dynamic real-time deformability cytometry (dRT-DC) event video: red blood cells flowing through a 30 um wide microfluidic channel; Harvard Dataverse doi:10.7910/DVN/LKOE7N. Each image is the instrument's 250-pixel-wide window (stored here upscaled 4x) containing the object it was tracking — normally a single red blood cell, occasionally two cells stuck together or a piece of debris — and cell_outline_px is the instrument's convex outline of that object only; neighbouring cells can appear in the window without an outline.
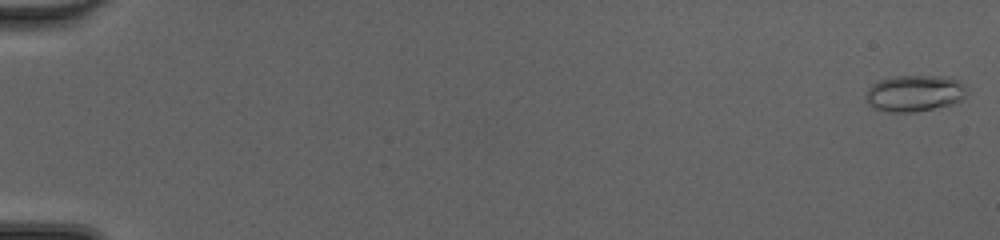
{"species": "common noctule bat (a hibernating species)", "species_latin": "Nyctalus noctula", "temperature_condition": "cold", "stored_images_in_passage": 50, "camera_frame_rate_fps": 3000, "um_per_image_px": 0.085, "animal": {"sex": "female", "body_mass_g": 20.0, "forearm_length_mm": 54.0}, "frame": {"image": 1, "passage_image": 1, "time_ms": 0.0, "image_size_px": [1000, 240], "cell_outline_px": [[968, 92], [960, 100], [952, 104], [912, 112], [884, 112], [868, 104], [864, 96], [868, 88], [872, 84], [880, 80], [896, 76], [952, 76], [960, 80], [964, 84]], "centroid_in_image_um": [77.74, 7.91], "position_along_channel_um": 7.3, "area_um2": 21.62}}
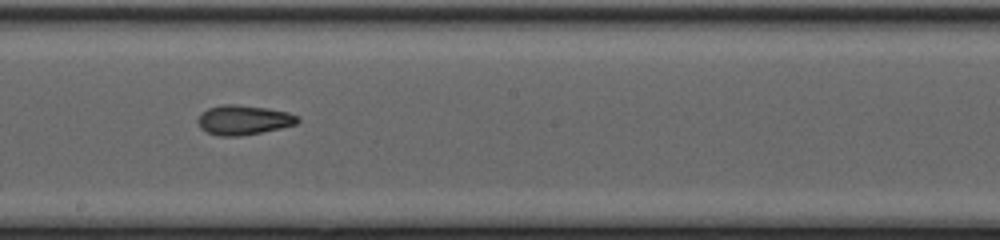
{"frame": {"image": 2, "passage_image": 30, "time_ms": 9.667, "image_size_px": [1000, 240], "cell_outline_px": [[300, 120], [296, 124], [280, 128], [240, 136], [220, 136], [208, 132], [200, 128], [196, 120], [208, 108], [224, 104], [236, 104], [268, 108], [288, 112], [300, 116]], "centroid_in_image_um": [20.72, 10.19], "position_along_channel_um": 227.5, "area_um2": 17.17}}
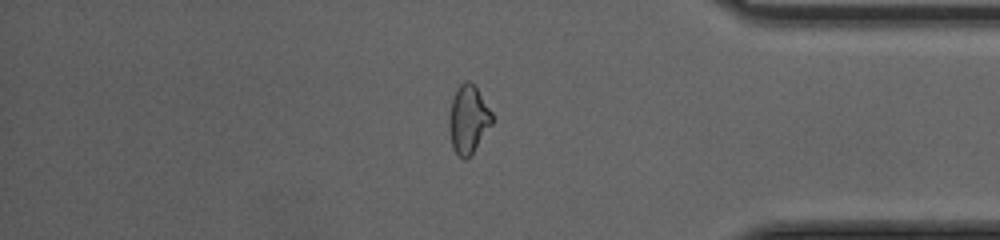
{"frame": {"image": 3, "passage_image": 43, "time_ms": 14.0, "image_size_px": [1000, 240], "cell_outline_px": [[492, 124], [472, 152], [464, 160], [452, 148], [448, 128], [448, 116], [452, 96], [456, 88], [464, 80], [468, 80], [476, 88], [492, 112]], "centroid_in_image_um": [39.76, 10.11], "position_along_channel_um": 395.4, "area_um2": 16.99}, "authors_computed_cell_mechanics": {"area_um2": 17.629, "velocity_mm_per_s": 4.2947, "shape_relaxation_time_tau1_ms": null, "shape_relaxation_time_tau2_ms": 3.1584, "deformation_change_tau1": null, "deformation_change_tau2": 0.103}}